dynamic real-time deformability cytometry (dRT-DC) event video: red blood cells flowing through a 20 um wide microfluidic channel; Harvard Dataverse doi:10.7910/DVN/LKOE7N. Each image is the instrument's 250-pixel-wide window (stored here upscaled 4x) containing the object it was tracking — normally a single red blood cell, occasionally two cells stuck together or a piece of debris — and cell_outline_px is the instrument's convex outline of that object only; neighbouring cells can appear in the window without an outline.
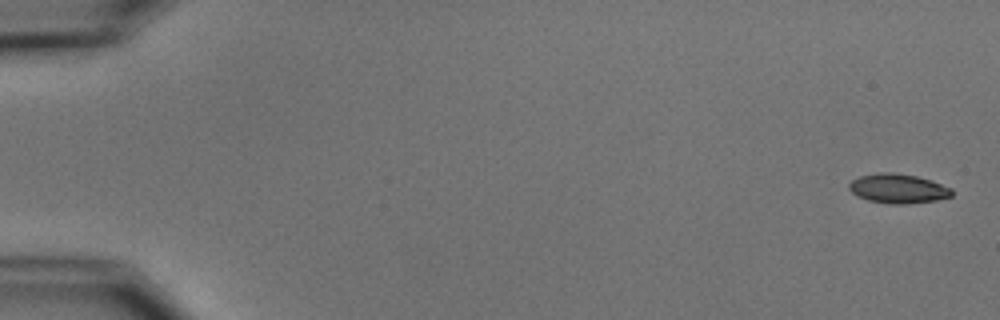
{"species": "common noctule bat (a hibernating species)", "species_latin": "Nyctalus noctula", "temperature_condition": "cold", "stored_images_in_passage": 5, "camera_frame_rate_fps": 3000, "um_per_image_px": 0.085, "animal": {"sex": "male", "body_mass_g": 15.6}, "frame": {"image": 1, "passage_image": 1, "time_ms": 0.0, "image_size_px": [1000, 320], "cell_outline_px": [[952, 196], [936, 200], [904, 204], [892, 204], [868, 200], [852, 192], [848, 188], [848, 184], [852, 180], [860, 176], [880, 172], [896, 172], [916, 176], [952, 188]], "centroid_in_image_um": [76.32, 16.02], "position_along_channel_um": 8.7, "area_um2": 17.4}}
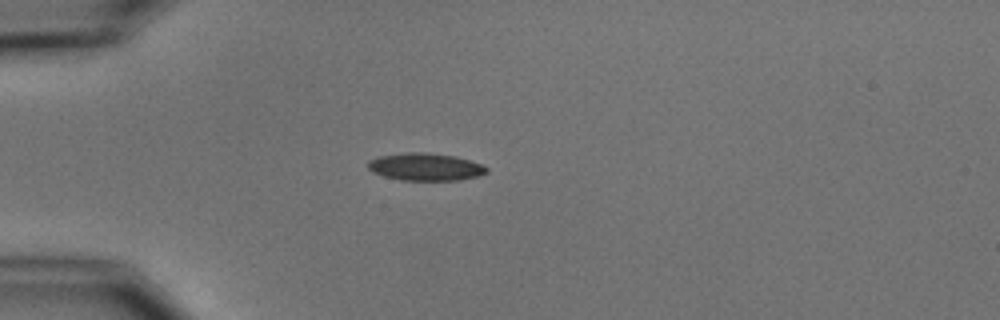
{"frame": {"image": 2, "passage_image": 5, "time_ms": 4.667, "image_size_px": [1000, 320], "cell_outline_px": [[488, 172], [476, 176], [460, 180], [400, 180], [384, 176], [372, 172], [368, 168], [368, 160], [376, 156], [408, 152], [428, 152], [456, 156], [480, 164], [488, 168]], "centroid_in_image_um": [36.12, 14.17], "position_along_channel_um": 48.9, "area_um2": 19.07}}